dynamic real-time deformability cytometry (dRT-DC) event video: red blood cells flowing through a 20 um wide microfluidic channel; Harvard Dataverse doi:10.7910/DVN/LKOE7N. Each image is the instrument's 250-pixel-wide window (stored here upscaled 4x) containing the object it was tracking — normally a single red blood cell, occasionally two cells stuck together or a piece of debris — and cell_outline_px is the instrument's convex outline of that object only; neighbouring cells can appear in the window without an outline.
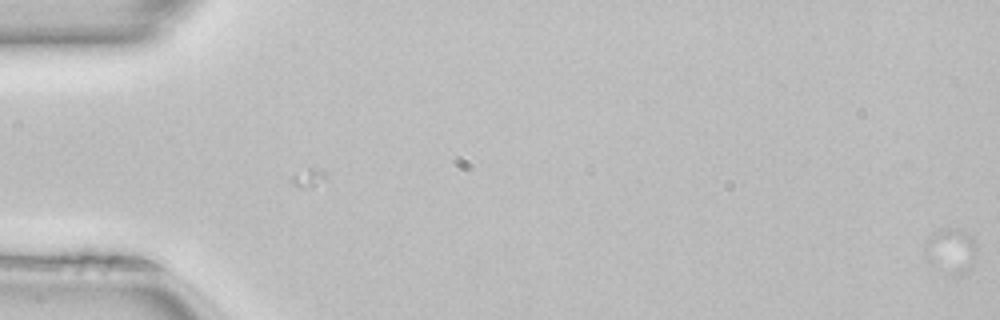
{"species": "common noctule bat (a hibernating species)", "species_latin": "Nyctalus noctula", "temperature_condition": "room temperature", "stored_images_in_passage": 2, "camera_frame_rate_fps": 3000, "um_per_image_px": 0.085, "animal": {"sex": "female", "body_mass_g": 22.7, "forearm_length_mm": 54.2}, "frame": {"image": 1, "passage_image": 2, "time_ms": 0.333, "image_size_px": [1000, 320], "cell_outline_px": [[976, 248], [972, 264], [964, 272], [952, 272], [928, 240], [932, 232], [940, 228], [956, 228], [968, 232], [972, 236], [976, 244]], "centroid_in_image_um": [81.11, 21.07], "position_along_channel_um": 3.9, "area_um2": 10.75}}